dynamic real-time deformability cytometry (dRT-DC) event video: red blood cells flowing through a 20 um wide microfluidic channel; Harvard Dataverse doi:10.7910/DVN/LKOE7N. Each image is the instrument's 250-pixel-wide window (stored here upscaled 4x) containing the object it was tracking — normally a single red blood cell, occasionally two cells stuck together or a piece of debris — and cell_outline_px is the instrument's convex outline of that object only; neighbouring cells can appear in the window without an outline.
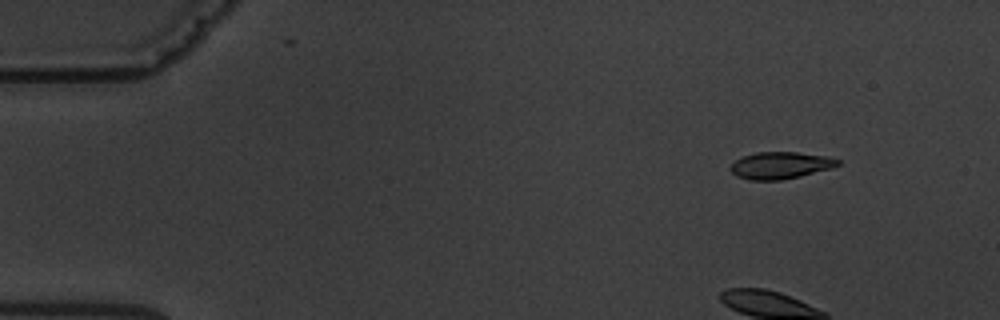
{"species": "common noctule bat (a hibernating species)", "species_latin": "Nyctalus noctula", "temperature_condition": "warm", "stored_images_in_passage": 4, "camera_frame_rate_fps": 3000, "um_per_image_px": 0.085, "animal": {"sex": "male", "body_mass_g": 19.5, "forearm_length_mm": 54.6}, "frame": {"image": 1, "passage_image": 1, "time_ms": 0.0, "image_size_px": [1000, 320], "cell_outline_px": [[840, 164], [832, 168], [800, 176], [780, 180], [748, 180], [736, 176], [728, 168], [736, 160], [744, 156], [756, 152], [796, 152], [828, 156], [840, 160]], "centroid_in_image_um": [66.33, 14.05], "position_along_channel_um": 18.7, "area_um2": 16.88}}